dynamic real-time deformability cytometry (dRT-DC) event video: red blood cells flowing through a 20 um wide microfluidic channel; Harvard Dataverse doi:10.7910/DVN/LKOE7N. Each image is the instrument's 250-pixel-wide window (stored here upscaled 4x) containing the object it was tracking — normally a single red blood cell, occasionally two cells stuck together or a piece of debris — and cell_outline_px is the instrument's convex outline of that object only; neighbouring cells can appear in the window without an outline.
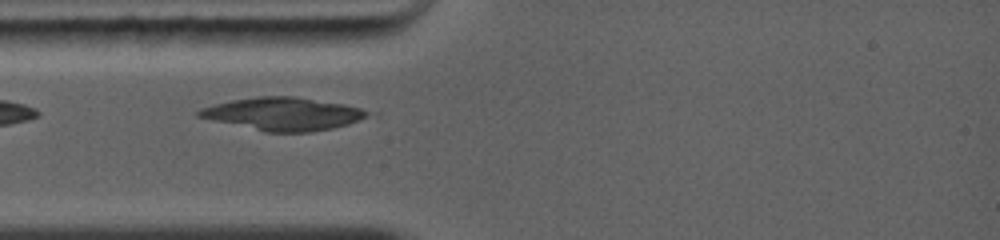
{"species": "common noctule bat (a hibernating species)", "species_latin": "Nyctalus noctula", "temperature_condition": "warm", "stored_images_in_passage": 6, "camera_frame_rate_fps": 5000, "um_per_image_px": 0.085, "animal": {"sex": "female", "body_mass_g": 19.0, "forearm_length_mm": 56.7}, "frame": {"image": 1, "passage_image": 1, "time_ms": 0.0, "image_size_px": [1000, 240], "cell_outline_px": [[368, 116], [360, 120], [348, 124], [332, 128], [312, 132], [264, 132], [212, 120], [196, 116], [196, 112], [200, 108], [232, 100], [256, 96], [296, 96], [344, 104], [360, 108], [368, 112]], "centroid_in_image_um": [24.04, 9.68], "position_along_channel_um": 61.0, "area_um2": 32.25}}